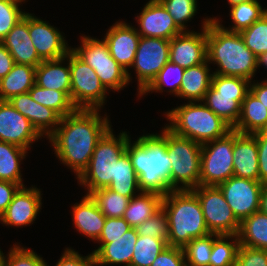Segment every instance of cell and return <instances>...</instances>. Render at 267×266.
<instances>
[{"mask_svg": "<svg viewBox=\"0 0 267 266\" xmlns=\"http://www.w3.org/2000/svg\"><path fill=\"white\" fill-rule=\"evenodd\" d=\"M101 109H76L62 117L47 138L59 161L73 171L77 179L88 167L98 140L112 127Z\"/></svg>", "mask_w": 267, "mask_h": 266, "instance_id": "cell-1", "label": "cell"}, {"mask_svg": "<svg viewBox=\"0 0 267 266\" xmlns=\"http://www.w3.org/2000/svg\"><path fill=\"white\" fill-rule=\"evenodd\" d=\"M131 141L130 137L126 153L138 176L140 190L167 195L171 191V161L166 141L159 133H147Z\"/></svg>", "mask_w": 267, "mask_h": 266, "instance_id": "cell-2", "label": "cell"}, {"mask_svg": "<svg viewBox=\"0 0 267 266\" xmlns=\"http://www.w3.org/2000/svg\"><path fill=\"white\" fill-rule=\"evenodd\" d=\"M207 61L216 64L213 74L249 81L257 72V56L246 47L239 32L224 29L216 20L207 25Z\"/></svg>", "mask_w": 267, "mask_h": 266, "instance_id": "cell-3", "label": "cell"}, {"mask_svg": "<svg viewBox=\"0 0 267 266\" xmlns=\"http://www.w3.org/2000/svg\"><path fill=\"white\" fill-rule=\"evenodd\" d=\"M161 208L168 219L169 246L183 248L192 239L210 234L200 201L192 190H171L163 196Z\"/></svg>", "mask_w": 267, "mask_h": 266, "instance_id": "cell-4", "label": "cell"}, {"mask_svg": "<svg viewBox=\"0 0 267 266\" xmlns=\"http://www.w3.org/2000/svg\"><path fill=\"white\" fill-rule=\"evenodd\" d=\"M174 134L203 145L224 137L232 128L218 117L203 101L188 102L164 113Z\"/></svg>", "mask_w": 267, "mask_h": 266, "instance_id": "cell-5", "label": "cell"}, {"mask_svg": "<svg viewBox=\"0 0 267 266\" xmlns=\"http://www.w3.org/2000/svg\"><path fill=\"white\" fill-rule=\"evenodd\" d=\"M110 127L98 140L88 167L77 178L86 194L107 188L115 178L116 162L126 152L129 132L121 131L118 136Z\"/></svg>", "mask_w": 267, "mask_h": 266, "instance_id": "cell-6", "label": "cell"}, {"mask_svg": "<svg viewBox=\"0 0 267 266\" xmlns=\"http://www.w3.org/2000/svg\"><path fill=\"white\" fill-rule=\"evenodd\" d=\"M167 144L171 161L170 189L192 190L200 185L202 145L174 134L166 126L159 134Z\"/></svg>", "mask_w": 267, "mask_h": 266, "instance_id": "cell-7", "label": "cell"}, {"mask_svg": "<svg viewBox=\"0 0 267 266\" xmlns=\"http://www.w3.org/2000/svg\"><path fill=\"white\" fill-rule=\"evenodd\" d=\"M250 83L242 77L213 74L203 103L233 129L240 116L241 104L250 91Z\"/></svg>", "mask_w": 267, "mask_h": 266, "instance_id": "cell-8", "label": "cell"}, {"mask_svg": "<svg viewBox=\"0 0 267 266\" xmlns=\"http://www.w3.org/2000/svg\"><path fill=\"white\" fill-rule=\"evenodd\" d=\"M80 40L81 46L72 50L94 69L107 91L119 92L129 85L127 71L110 55L103 39L82 35Z\"/></svg>", "mask_w": 267, "mask_h": 266, "instance_id": "cell-9", "label": "cell"}, {"mask_svg": "<svg viewBox=\"0 0 267 266\" xmlns=\"http://www.w3.org/2000/svg\"><path fill=\"white\" fill-rule=\"evenodd\" d=\"M70 99L77 109H102L109 91L101 84L94 69L70 50ZM108 92V93H107Z\"/></svg>", "mask_w": 267, "mask_h": 266, "instance_id": "cell-10", "label": "cell"}, {"mask_svg": "<svg viewBox=\"0 0 267 266\" xmlns=\"http://www.w3.org/2000/svg\"><path fill=\"white\" fill-rule=\"evenodd\" d=\"M233 147V129L224 137L202 145L200 185L217 186L233 176Z\"/></svg>", "mask_w": 267, "mask_h": 266, "instance_id": "cell-11", "label": "cell"}, {"mask_svg": "<svg viewBox=\"0 0 267 266\" xmlns=\"http://www.w3.org/2000/svg\"><path fill=\"white\" fill-rule=\"evenodd\" d=\"M197 195L207 228L210 233L237 235L240 221L235 217L221 190L217 186H202L192 189Z\"/></svg>", "mask_w": 267, "mask_h": 266, "instance_id": "cell-12", "label": "cell"}, {"mask_svg": "<svg viewBox=\"0 0 267 266\" xmlns=\"http://www.w3.org/2000/svg\"><path fill=\"white\" fill-rule=\"evenodd\" d=\"M169 62V40L156 37H140L134 62L138 96L156 78L163 66Z\"/></svg>", "mask_w": 267, "mask_h": 266, "instance_id": "cell-13", "label": "cell"}, {"mask_svg": "<svg viewBox=\"0 0 267 266\" xmlns=\"http://www.w3.org/2000/svg\"><path fill=\"white\" fill-rule=\"evenodd\" d=\"M263 186L260 181L236 176L217 185L240 222L260 210Z\"/></svg>", "mask_w": 267, "mask_h": 266, "instance_id": "cell-14", "label": "cell"}, {"mask_svg": "<svg viewBox=\"0 0 267 266\" xmlns=\"http://www.w3.org/2000/svg\"><path fill=\"white\" fill-rule=\"evenodd\" d=\"M210 18L202 21L201 32L183 31L169 40V61L184 69L207 61V25Z\"/></svg>", "mask_w": 267, "mask_h": 266, "instance_id": "cell-15", "label": "cell"}, {"mask_svg": "<svg viewBox=\"0 0 267 266\" xmlns=\"http://www.w3.org/2000/svg\"><path fill=\"white\" fill-rule=\"evenodd\" d=\"M28 31L39 58L55 60L65 57L72 49L62 32L50 23L28 12Z\"/></svg>", "mask_w": 267, "mask_h": 266, "instance_id": "cell-16", "label": "cell"}, {"mask_svg": "<svg viewBox=\"0 0 267 266\" xmlns=\"http://www.w3.org/2000/svg\"><path fill=\"white\" fill-rule=\"evenodd\" d=\"M42 136L9 101H0V141L30 150Z\"/></svg>", "mask_w": 267, "mask_h": 266, "instance_id": "cell-17", "label": "cell"}, {"mask_svg": "<svg viewBox=\"0 0 267 266\" xmlns=\"http://www.w3.org/2000/svg\"><path fill=\"white\" fill-rule=\"evenodd\" d=\"M140 35L136 27L125 21H117L107 30L103 40L110 55L127 71L128 82L132 81L129 68L132 66L138 47Z\"/></svg>", "mask_w": 267, "mask_h": 266, "instance_id": "cell-18", "label": "cell"}, {"mask_svg": "<svg viewBox=\"0 0 267 266\" xmlns=\"http://www.w3.org/2000/svg\"><path fill=\"white\" fill-rule=\"evenodd\" d=\"M141 37H156L170 40L183 31L159 0H149L141 13L135 17Z\"/></svg>", "mask_w": 267, "mask_h": 266, "instance_id": "cell-19", "label": "cell"}, {"mask_svg": "<svg viewBox=\"0 0 267 266\" xmlns=\"http://www.w3.org/2000/svg\"><path fill=\"white\" fill-rule=\"evenodd\" d=\"M21 187L0 216V223L11 227L30 226L36 220L42 207V192L36 186Z\"/></svg>", "mask_w": 267, "mask_h": 266, "instance_id": "cell-20", "label": "cell"}, {"mask_svg": "<svg viewBox=\"0 0 267 266\" xmlns=\"http://www.w3.org/2000/svg\"><path fill=\"white\" fill-rule=\"evenodd\" d=\"M8 101L30 121L43 138H48L55 131L62 118L53 109L34 101L29 92L13 96Z\"/></svg>", "mask_w": 267, "mask_h": 266, "instance_id": "cell-21", "label": "cell"}, {"mask_svg": "<svg viewBox=\"0 0 267 266\" xmlns=\"http://www.w3.org/2000/svg\"><path fill=\"white\" fill-rule=\"evenodd\" d=\"M8 49L16 64L37 67L42 60L39 58L28 31V12L1 40Z\"/></svg>", "mask_w": 267, "mask_h": 266, "instance_id": "cell-22", "label": "cell"}, {"mask_svg": "<svg viewBox=\"0 0 267 266\" xmlns=\"http://www.w3.org/2000/svg\"><path fill=\"white\" fill-rule=\"evenodd\" d=\"M233 176L259 181L258 148L253 134L234 130Z\"/></svg>", "mask_w": 267, "mask_h": 266, "instance_id": "cell-23", "label": "cell"}, {"mask_svg": "<svg viewBox=\"0 0 267 266\" xmlns=\"http://www.w3.org/2000/svg\"><path fill=\"white\" fill-rule=\"evenodd\" d=\"M138 236L137 229L131 228L122 237L114 239V242L98 243L97 249L92 251L95 266H130Z\"/></svg>", "mask_w": 267, "mask_h": 266, "instance_id": "cell-24", "label": "cell"}, {"mask_svg": "<svg viewBox=\"0 0 267 266\" xmlns=\"http://www.w3.org/2000/svg\"><path fill=\"white\" fill-rule=\"evenodd\" d=\"M71 207L74 228L89 241H97L104 228L106 216L98 209L92 197L86 194Z\"/></svg>", "mask_w": 267, "mask_h": 266, "instance_id": "cell-25", "label": "cell"}, {"mask_svg": "<svg viewBox=\"0 0 267 266\" xmlns=\"http://www.w3.org/2000/svg\"><path fill=\"white\" fill-rule=\"evenodd\" d=\"M35 84L46 89L63 91L70 98V51L63 58L42 61L36 67Z\"/></svg>", "mask_w": 267, "mask_h": 266, "instance_id": "cell-26", "label": "cell"}, {"mask_svg": "<svg viewBox=\"0 0 267 266\" xmlns=\"http://www.w3.org/2000/svg\"><path fill=\"white\" fill-rule=\"evenodd\" d=\"M210 69L208 61L185 69L176 97L187 99L188 102L203 101L213 77Z\"/></svg>", "mask_w": 267, "mask_h": 266, "instance_id": "cell-27", "label": "cell"}, {"mask_svg": "<svg viewBox=\"0 0 267 266\" xmlns=\"http://www.w3.org/2000/svg\"><path fill=\"white\" fill-rule=\"evenodd\" d=\"M233 130L253 134L267 130V108L249 91L241 104V112Z\"/></svg>", "mask_w": 267, "mask_h": 266, "instance_id": "cell-28", "label": "cell"}, {"mask_svg": "<svg viewBox=\"0 0 267 266\" xmlns=\"http://www.w3.org/2000/svg\"><path fill=\"white\" fill-rule=\"evenodd\" d=\"M35 77L36 67L15 63L12 70L0 79V101L28 93L35 84Z\"/></svg>", "mask_w": 267, "mask_h": 266, "instance_id": "cell-29", "label": "cell"}, {"mask_svg": "<svg viewBox=\"0 0 267 266\" xmlns=\"http://www.w3.org/2000/svg\"><path fill=\"white\" fill-rule=\"evenodd\" d=\"M162 198L161 194L141 191L130 199L123 219L132 228H137L161 209Z\"/></svg>", "mask_w": 267, "mask_h": 266, "instance_id": "cell-30", "label": "cell"}, {"mask_svg": "<svg viewBox=\"0 0 267 266\" xmlns=\"http://www.w3.org/2000/svg\"><path fill=\"white\" fill-rule=\"evenodd\" d=\"M237 236L242 246L267 250V215L259 210L243 219Z\"/></svg>", "mask_w": 267, "mask_h": 266, "instance_id": "cell-31", "label": "cell"}, {"mask_svg": "<svg viewBox=\"0 0 267 266\" xmlns=\"http://www.w3.org/2000/svg\"><path fill=\"white\" fill-rule=\"evenodd\" d=\"M26 154H28V150L0 141V180L25 186L20 165L21 161L26 158Z\"/></svg>", "mask_w": 267, "mask_h": 266, "instance_id": "cell-32", "label": "cell"}, {"mask_svg": "<svg viewBox=\"0 0 267 266\" xmlns=\"http://www.w3.org/2000/svg\"><path fill=\"white\" fill-rule=\"evenodd\" d=\"M266 13L267 9L265 7L263 9L258 0H250L230 6L229 16L233 23L230 28L222 25V19L219 20L217 17L209 18L210 20H216L226 30L240 33L244 29L249 28Z\"/></svg>", "mask_w": 267, "mask_h": 266, "instance_id": "cell-33", "label": "cell"}, {"mask_svg": "<svg viewBox=\"0 0 267 266\" xmlns=\"http://www.w3.org/2000/svg\"><path fill=\"white\" fill-rule=\"evenodd\" d=\"M107 188L128 198H132L141 192L138 185V176L126 152L117 160L115 178L112 179Z\"/></svg>", "mask_w": 267, "mask_h": 266, "instance_id": "cell-34", "label": "cell"}, {"mask_svg": "<svg viewBox=\"0 0 267 266\" xmlns=\"http://www.w3.org/2000/svg\"><path fill=\"white\" fill-rule=\"evenodd\" d=\"M184 70L185 69L181 66L173 64L169 61L159 71L158 75L151 82V84L138 97H143L146 94L148 95L150 92L162 93L163 91L169 92L170 95L177 96L179 94ZM167 85L169 89H166Z\"/></svg>", "mask_w": 267, "mask_h": 266, "instance_id": "cell-35", "label": "cell"}, {"mask_svg": "<svg viewBox=\"0 0 267 266\" xmlns=\"http://www.w3.org/2000/svg\"><path fill=\"white\" fill-rule=\"evenodd\" d=\"M29 94L34 101L53 109L61 117L72 114L77 109L63 91L46 89L34 84L29 90Z\"/></svg>", "mask_w": 267, "mask_h": 266, "instance_id": "cell-36", "label": "cell"}, {"mask_svg": "<svg viewBox=\"0 0 267 266\" xmlns=\"http://www.w3.org/2000/svg\"><path fill=\"white\" fill-rule=\"evenodd\" d=\"M106 217L122 218L131 198L109 188L97 189L89 194Z\"/></svg>", "mask_w": 267, "mask_h": 266, "instance_id": "cell-37", "label": "cell"}, {"mask_svg": "<svg viewBox=\"0 0 267 266\" xmlns=\"http://www.w3.org/2000/svg\"><path fill=\"white\" fill-rule=\"evenodd\" d=\"M239 246L237 235H218L213 242L210 266H235Z\"/></svg>", "mask_w": 267, "mask_h": 266, "instance_id": "cell-38", "label": "cell"}, {"mask_svg": "<svg viewBox=\"0 0 267 266\" xmlns=\"http://www.w3.org/2000/svg\"><path fill=\"white\" fill-rule=\"evenodd\" d=\"M218 235L216 233H210L204 237L194 238L185 245L182 249L186 265L209 266L213 242Z\"/></svg>", "mask_w": 267, "mask_h": 266, "instance_id": "cell-39", "label": "cell"}, {"mask_svg": "<svg viewBox=\"0 0 267 266\" xmlns=\"http://www.w3.org/2000/svg\"><path fill=\"white\" fill-rule=\"evenodd\" d=\"M167 246L165 240L138 236L130 266H151L156 257Z\"/></svg>", "mask_w": 267, "mask_h": 266, "instance_id": "cell-40", "label": "cell"}, {"mask_svg": "<svg viewBox=\"0 0 267 266\" xmlns=\"http://www.w3.org/2000/svg\"><path fill=\"white\" fill-rule=\"evenodd\" d=\"M245 45L257 57L267 52V13L240 32Z\"/></svg>", "mask_w": 267, "mask_h": 266, "instance_id": "cell-41", "label": "cell"}, {"mask_svg": "<svg viewBox=\"0 0 267 266\" xmlns=\"http://www.w3.org/2000/svg\"><path fill=\"white\" fill-rule=\"evenodd\" d=\"M182 31H190L187 24L197 13V0H159ZM188 29V30H187Z\"/></svg>", "mask_w": 267, "mask_h": 266, "instance_id": "cell-42", "label": "cell"}, {"mask_svg": "<svg viewBox=\"0 0 267 266\" xmlns=\"http://www.w3.org/2000/svg\"><path fill=\"white\" fill-rule=\"evenodd\" d=\"M136 229L139 236L159 238L165 240L168 244L169 225L167 216L162 208Z\"/></svg>", "mask_w": 267, "mask_h": 266, "instance_id": "cell-43", "label": "cell"}, {"mask_svg": "<svg viewBox=\"0 0 267 266\" xmlns=\"http://www.w3.org/2000/svg\"><path fill=\"white\" fill-rule=\"evenodd\" d=\"M14 0H0V42L27 13Z\"/></svg>", "mask_w": 267, "mask_h": 266, "instance_id": "cell-44", "label": "cell"}, {"mask_svg": "<svg viewBox=\"0 0 267 266\" xmlns=\"http://www.w3.org/2000/svg\"><path fill=\"white\" fill-rule=\"evenodd\" d=\"M14 243L7 252V266H47L46 260L35 251Z\"/></svg>", "mask_w": 267, "mask_h": 266, "instance_id": "cell-45", "label": "cell"}, {"mask_svg": "<svg viewBox=\"0 0 267 266\" xmlns=\"http://www.w3.org/2000/svg\"><path fill=\"white\" fill-rule=\"evenodd\" d=\"M132 227L122 218L106 217L104 228L97 243H111L122 237Z\"/></svg>", "mask_w": 267, "mask_h": 266, "instance_id": "cell-46", "label": "cell"}, {"mask_svg": "<svg viewBox=\"0 0 267 266\" xmlns=\"http://www.w3.org/2000/svg\"><path fill=\"white\" fill-rule=\"evenodd\" d=\"M235 266H267V250L240 245Z\"/></svg>", "mask_w": 267, "mask_h": 266, "instance_id": "cell-47", "label": "cell"}, {"mask_svg": "<svg viewBox=\"0 0 267 266\" xmlns=\"http://www.w3.org/2000/svg\"><path fill=\"white\" fill-rule=\"evenodd\" d=\"M151 266H186L183 249L168 245L156 257Z\"/></svg>", "mask_w": 267, "mask_h": 266, "instance_id": "cell-48", "label": "cell"}, {"mask_svg": "<svg viewBox=\"0 0 267 266\" xmlns=\"http://www.w3.org/2000/svg\"><path fill=\"white\" fill-rule=\"evenodd\" d=\"M55 266H95L94 254L90 253L87 256H83L73 248L67 247Z\"/></svg>", "mask_w": 267, "mask_h": 266, "instance_id": "cell-49", "label": "cell"}, {"mask_svg": "<svg viewBox=\"0 0 267 266\" xmlns=\"http://www.w3.org/2000/svg\"><path fill=\"white\" fill-rule=\"evenodd\" d=\"M253 135L256 137L258 148L259 181L267 184V133L256 132Z\"/></svg>", "mask_w": 267, "mask_h": 266, "instance_id": "cell-50", "label": "cell"}, {"mask_svg": "<svg viewBox=\"0 0 267 266\" xmlns=\"http://www.w3.org/2000/svg\"><path fill=\"white\" fill-rule=\"evenodd\" d=\"M21 187L17 183L0 180V216L6 211L14 195Z\"/></svg>", "mask_w": 267, "mask_h": 266, "instance_id": "cell-51", "label": "cell"}, {"mask_svg": "<svg viewBox=\"0 0 267 266\" xmlns=\"http://www.w3.org/2000/svg\"><path fill=\"white\" fill-rule=\"evenodd\" d=\"M14 64V59L8 49L0 42V79L12 70Z\"/></svg>", "mask_w": 267, "mask_h": 266, "instance_id": "cell-52", "label": "cell"}, {"mask_svg": "<svg viewBox=\"0 0 267 266\" xmlns=\"http://www.w3.org/2000/svg\"><path fill=\"white\" fill-rule=\"evenodd\" d=\"M250 91L263 103V105L267 108V80L261 82L250 83Z\"/></svg>", "mask_w": 267, "mask_h": 266, "instance_id": "cell-53", "label": "cell"}, {"mask_svg": "<svg viewBox=\"0 0 267 266\" xmlns=\"http://www.w3.org/2000/svg\"><path fill=\"white\" fill-rule=\"evenodd\" d=\"M260 211L267 215V184H264L261 193Z\"/></svg>", "mask_w": 267, "mask_h": 266, "instance_id": "cell-54", "label": "cell"}, {"mask_svg": "<svg viewBox=\"0 0 267 266\" xmlns=\"http://www.w3.org/2000/svg\"><path fill=\"white\" fill-rule=\"evenodd\" d=\"M262 66H264V68L267 69V52L260 54L257 57V69H260V67H262Z\"/></svg>", "mask_w": 267, "mask_h": 266, "instance_id": "cell-55", "label": "cell"}, {"mask_svg": "<svg viewBox=\"0 0 267 266\" xmlns=\"http://www.w3.org/2000/svg\"><path fill=\"white\" fill-rule=\"evenodd\" d=\"M3 251L0 248V266H7V254L4 255Z\"/></svg>", "mask_w": 267, "mask_h": 266, "instance_id": "cell-56", "label": "cell"}, {"mask_svg": "<svg viewBox=\"0 0 267 266\" xmlns=\"http://www.w3.org/2000/svg\"><path fill=\"white\" fill-rule=\"evenodd\" d=\"M227 1H228V4L230 6H233L235 4L242 3V2H247V1H250V0H227Z\"/></svg>", "mask_w": 267, "mask_h": 266, "instance_id": "cell-57", "label": "cell"}, {"mask_svg": "<svg viewBox=\"0 0 267 266\" xmlns=\"http://www.w3.org/2000/svg\"><path fill=\"white\" fill-rule=\"evenodd\" d=\"M14 1H17V2H19V3H21L22 4V2L24 3H26V0H14Z\"/></svg>", "mask_w": 267, "mask_h": 266, "instance_id": "cell-58", "label": "cell"}]
</instances>
